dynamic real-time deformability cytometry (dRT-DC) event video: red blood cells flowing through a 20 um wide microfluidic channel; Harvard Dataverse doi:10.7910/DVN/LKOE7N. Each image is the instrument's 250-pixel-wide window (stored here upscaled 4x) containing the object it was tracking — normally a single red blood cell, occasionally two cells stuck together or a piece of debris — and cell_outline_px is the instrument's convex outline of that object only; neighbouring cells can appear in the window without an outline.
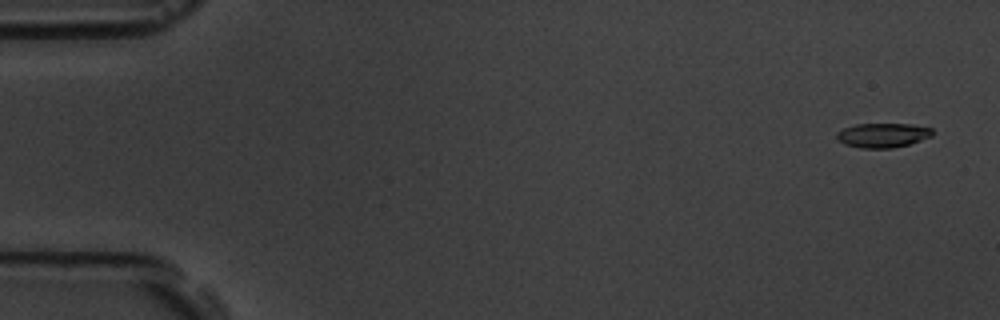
{"species": "common noctule bat (a hibernating species)", "species_latin": "Nyctalus noctula", "temperature_condition": "room temperature", "stored_images_in_passage": 5, "camera_frame_rate_fps": 3000, "um_per_image_px": 0.085, "animal": {"sex": "male", "body_mass_g": 19.5, "forearm_length_mm": 54.6}, "frame": {"image": 1, "passage_image": 1, "time_ms": 0.0, "image_size_px": [1000, 320], "cell_outline_px": [[932, 136], [908, 144], [892, 148], [860, 148], [844, 144], [836, 136], [836, 132], [844, 128], [856, 124], [912, 124], [932, 128]], "centroid_in_image_um": [75.02, 11.49], "position_along_channel_um": 10.0, "area_um2": 13.53}}
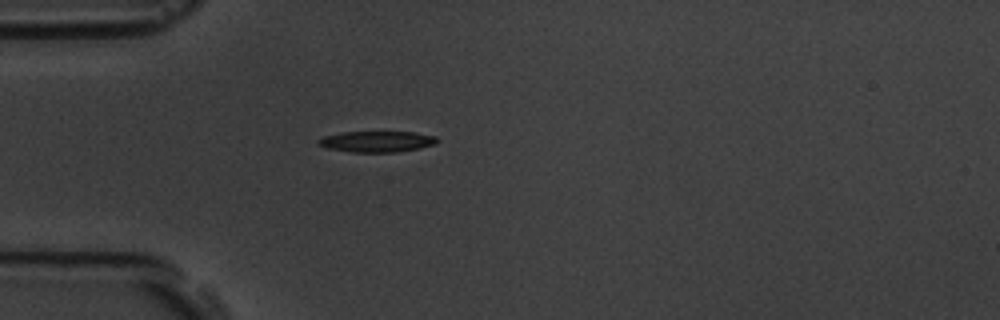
{"frame": {"image": 2, "passage_image": 5, "time_ms": 4.667, "image_size_px": [1000, 320], "cell_outline_px": [[440, 140], [436, 144], [420, 148], [396, 152], [352, 152], [328, 148], [320, 144], [316, 140], [324, 136], [340, 132], [412, 132], [436, 136]], "centroid_in_image_um": [32.07, 12.03], "position_along_channel_um": 52.9, "area_um2": 14.51}}